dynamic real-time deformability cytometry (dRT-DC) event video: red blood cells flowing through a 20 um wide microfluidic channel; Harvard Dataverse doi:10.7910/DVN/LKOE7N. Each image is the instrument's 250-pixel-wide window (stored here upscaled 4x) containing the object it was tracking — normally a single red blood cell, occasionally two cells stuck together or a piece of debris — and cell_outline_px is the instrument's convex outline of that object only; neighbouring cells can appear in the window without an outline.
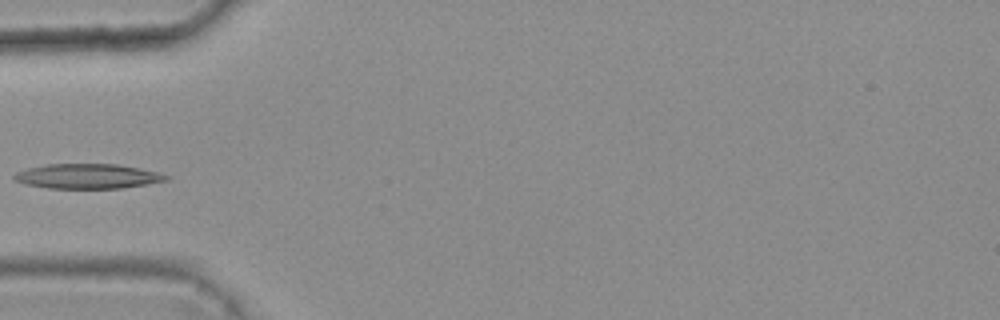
{"species": "common noctule bat (a hibernating species)", "species_latin": "Nyctalus noctula", "temperature_condition": "warm", "stored_images_in_passage": 7, "camera_frame_rate_fps": 3000, "um_per_image_px": 0.085, "animal": {"sex": "female", "body_mass_g": 25.1}, "frame": {"image": 1, "passage_image": 7, "time_ms": 2.0, "image_size_px": [1000, 320], "cell_outline_px": [[172, 176], [168, 180], [148, 184], [124, 188], [48, 188], [24, 184], [16, 180], [12, 176], [16, 172], [28, 168], [48, 164], [116, 164], [140, 168], [160, 172]], "centroid_in_image_um": [7.5, 14.98], "position_along_channel_um": 77.5, "area_um2": 22.08}}